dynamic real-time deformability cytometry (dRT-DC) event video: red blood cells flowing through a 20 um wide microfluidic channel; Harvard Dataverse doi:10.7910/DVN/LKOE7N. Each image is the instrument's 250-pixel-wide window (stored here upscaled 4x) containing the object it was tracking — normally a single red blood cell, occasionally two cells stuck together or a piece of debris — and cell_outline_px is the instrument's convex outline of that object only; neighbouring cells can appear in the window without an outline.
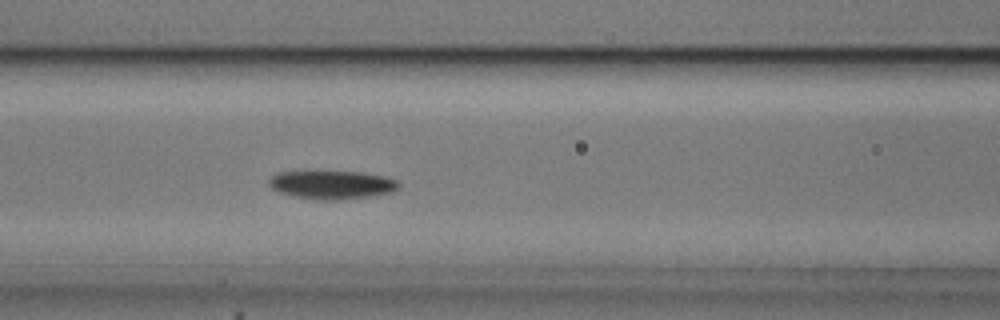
{"species": "common noctule bat (a hibernating species)", "species_latin": "Nyctalus noctula", "temperature_condition": "cold", "stored_images_in_passage": 54, "camera_frame_rate_fps": 3000, "um_per_image_px": 0.085, "animal": {"sex": "male", "body_mass_g": 20.5, "forearm_length_mm": 52.5}, "frame": {"image": 1, "passage_image": 22, "time_ms": 7.0, "image_size_px": [1000, 320], "cell_outline_px": [[400, 188], [392, 192], [368, 196], [336, 200], [320, 200], [296, 196], [280, 192], [272, 188], [268, 184], [268, 180], [276, 172], [360, 172], [384, 176], [400, 180]], "centroid_in_image_um": [28.25, 15.7], "position_along_channel_um": 138.3, "area_um2": 21.33}}
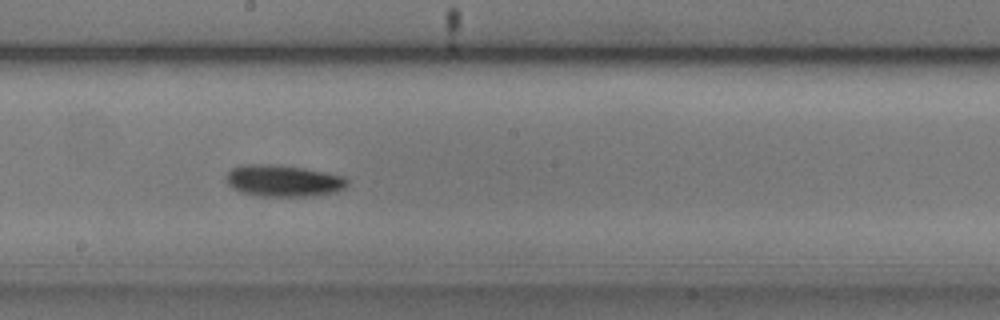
{"frame": {"image": 2, "passage_image": 29, "time_ms": 9.333, "image_size_px": [1000, 320], "cell_outline_px": [[348, 184], [344, 188], [336, 192], [312, 196], [260, 196], [240, 192], [232, 188], [228, 184], [224, 176], [232, 168], [244, 164], [272, 164], [304, 168], [344, 176], [348, 180]], "centroid_in_image_um": [24.06, 15.36], "position_along_channel_um": 224.1, "area_um2": 22.48}}
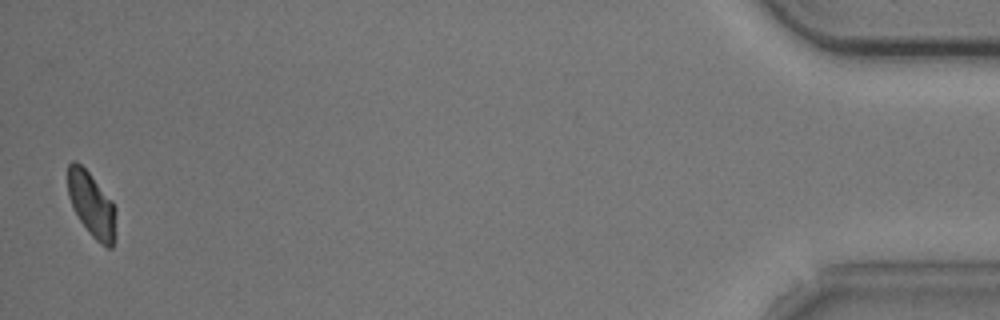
{"frame": {"image": 3, "passage_image": 53, "time_ms": 17.333, "image_size_px": [1000, 320], "cell_outline_px": [[116, 236], [112, 248], [108, 248], [96, 240], [88, 232], [72, 208], [68, 196], [68, 164], [72, 160], [76, 160], [88, 172], [112, 200], [116, 208]], "centroid_in_image_um": [7.81, 17.41], "position_along_channel_um": 427.4, "area_um2": 18.38}, "authors_computed_cell_mechanics": {"area_um2": 20.0566, "velocity_mm_per_s": 3.676, "shape_relaxation_time_tau1_ms": 2.9232, "shape_relaxation_time_tau2_ms": null, "deformation_change_tau1": 0.0841, "deformation_change_tau2": null}}